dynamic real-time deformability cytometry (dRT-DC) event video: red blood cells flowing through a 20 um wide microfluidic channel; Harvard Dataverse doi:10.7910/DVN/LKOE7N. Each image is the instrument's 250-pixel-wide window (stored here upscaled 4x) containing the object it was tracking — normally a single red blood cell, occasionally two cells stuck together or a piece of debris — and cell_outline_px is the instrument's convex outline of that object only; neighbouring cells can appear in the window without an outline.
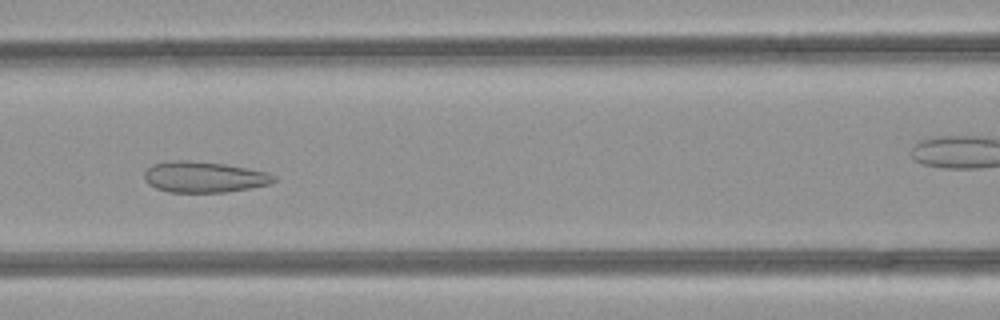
{"species": "common noctule bat (a hibernating species)", "species_latin": "Nyctalus noctula", "temperature_condition": "room temperature", "stored_images_in_passage": 38, "camera_frame_rate_fps": 3000, "um_per_image_px": 0.085, "animal": {"sex": "female", "body_mass_g": 21.9}, "frame": {"image": 1, "passage_image": 9, "time_ms": 2.667, "image_size_px": [1000, 320], "cell_outline_px": [[276, 180], [272, 184], [224, 192], [168, 192], [156, 188], [148, 184], [144, 180], [144, 172], [152, 164], [168, 160], [188, 160], [224, 164], [268, 172], [276, 176]], "centroid_in_image_um": [17.32, 15.04], "position_along_channel_um": 149.3, "area_um2": 23.47}}
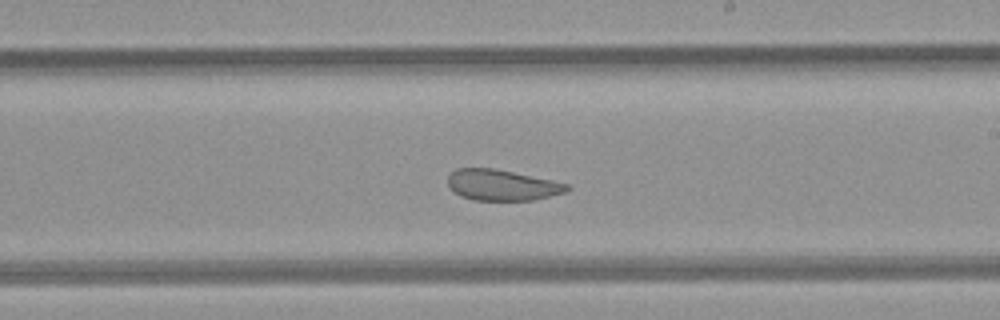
{"frame": {"image": 2, "passage_image": 16, "time_ms": 5.0, "image_size_px": [1000, 320], "cell_outline_px": [[572, 188], [564, 192], [532, 200], [472, 200], [460, 196], [452, 192], [448, 188], [448, 176], [456, 168], [496, 168], [572, 184]], "centroid_in_image_um": [42.66, 15.72], "position_along_channel_um": 246.3, "area_um2": 21.73}}
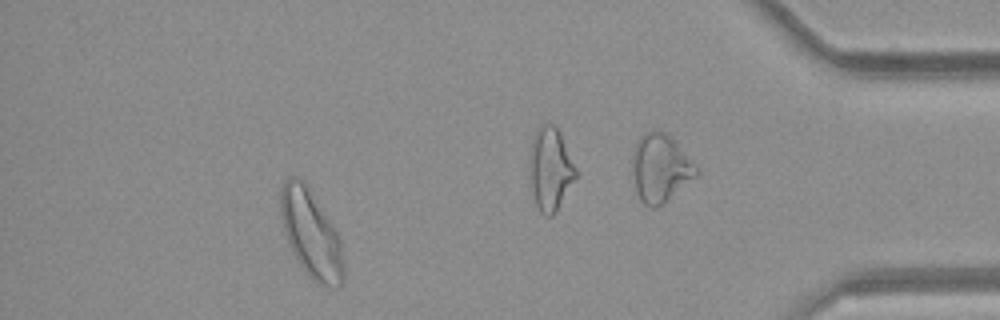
{"frame": {"image": 3, "passage_image": 32, "time_ms": 10.333, "image_size_px": [1000, 320], "cell_outline_px": [[344, 284], [340, 288], [336, 288], [316, 284], [312, 280], [300, 264], [292, 252], [288, 244], [284, 232], [280, 212], [280, 192], [288, 176], [292, 176], [300, 180], [304, 184], [336, 228], [340, 240], [344, 260]], "centroid_in_image_um": [26.47, 19.97], "position_along_channel_um": 408.7, "area_um2": 32.14}, "authors_computed_cell_mechanics": {"area_um2": 24.9696, "velocity_mm_per_s": 4.173, "shape_relaxation_time_tau1_ms": null, "shape_relaxation_time_tau2_ms": 1.2327, "deformation_change_tau1": null, "deformation_change_tau2": 0.0792}}